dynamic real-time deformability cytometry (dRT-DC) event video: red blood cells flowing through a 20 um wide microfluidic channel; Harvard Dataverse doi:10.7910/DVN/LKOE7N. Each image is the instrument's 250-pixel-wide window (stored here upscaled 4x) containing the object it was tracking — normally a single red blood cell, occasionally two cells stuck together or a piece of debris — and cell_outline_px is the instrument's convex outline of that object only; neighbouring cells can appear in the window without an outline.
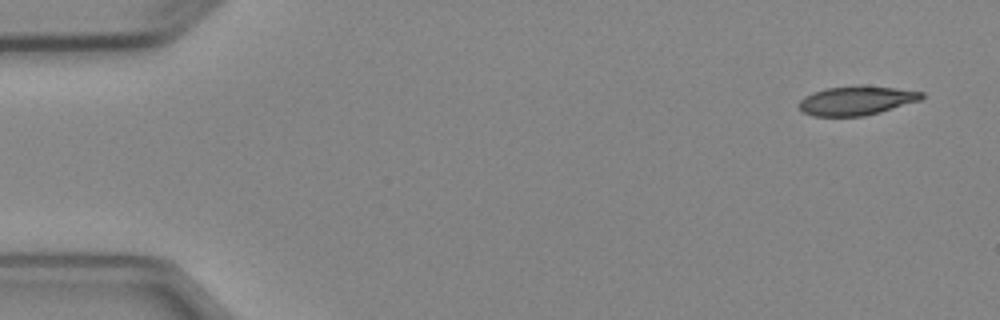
{"species": "Egyptian fruit bat (a non-hibernating species)", "species_latin": "Rousettus aegyptiacus", "temperature_condition": "cold", "stored_images_in_passage": 5, "camera_frame_rate_fps": 3000, "um_per_image_px": 0.085, "animal": {"sex": "female"}, "frame": {"image": 1, "passage_image": 1, "time_ms": 0.0, "image_size_px": [1000, 320], "cell_outline_px": [[924, 96], [920, 100], [880, 112], [864, 116], [812, 116], [804, 112], [800, 108], [800, 100], [804, 96], [812, 92], [824, 88], [896, 88], [924, 92]], "centroid_in_image_um": [72.78, 8.59], "position_along_channel_um": 12.2, "area_um2": 19.94}}
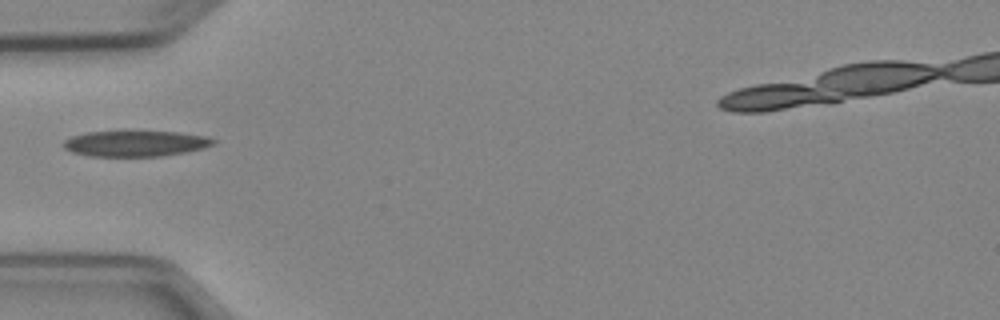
{"frame": {"image": 2, "passage_image": 4, "time_ms": 4.667, "image_size_px": [1000, 320], "cell_outline_px": [[216, 144], [184, 152], [160, 156], [88, 156], [72, 152], [64, 148], [64, 140], [72, 136], [88, 132], [124, 128], [128, 128], [176, 132], [204, 136], [216, 140]], "centroid_in_image_um": [11.46, 12.14], "position_along_channel_um": 73.5, "area_um2": 23.41}}
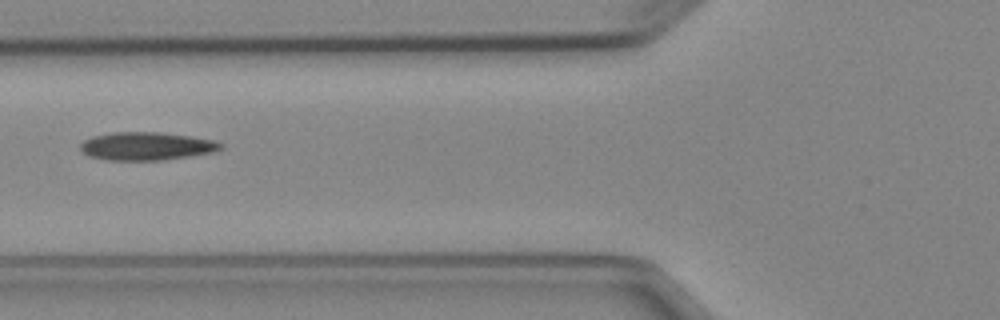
{"frame": {"image": 3, "passage_image": 5, "time_ms": 5.667, "image_size_px": [1000, 320], "cell_outline_px": [[224, 148], [212, 152], [188, 156], [160, 160], [108, 160], [88, 156], [80, 148], [80, 144], [84, 140], [92, 136], [112, 132], [160, 132], [192, 136], [216, 140], [224, 144]], "centroid_in_image_um": [12.47, 12.41], "position_along_channel_um": 113.3, "area_um2": 23.06}}